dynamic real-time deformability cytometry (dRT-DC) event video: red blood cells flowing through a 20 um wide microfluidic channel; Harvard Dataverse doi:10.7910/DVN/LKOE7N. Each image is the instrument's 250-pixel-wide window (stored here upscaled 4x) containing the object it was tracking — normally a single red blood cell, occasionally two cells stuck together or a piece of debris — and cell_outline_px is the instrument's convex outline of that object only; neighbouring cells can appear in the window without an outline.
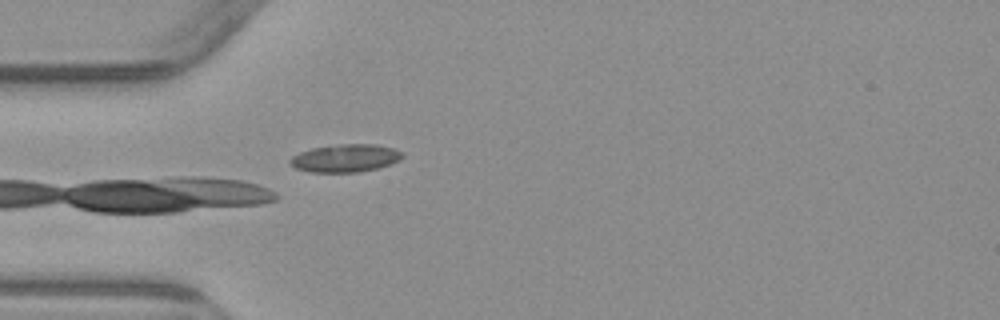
{"species": "common noctule bat (a hibernating species)", "species_latin": "Nyctalus noctula", "temperature_condition": "warm", "stored_images_in_passage": 3, "camera_frame_rate_fps": 3000, "um_per_image_px": 0.085, "animal": {"sex": "male", "body_mass_g": 23.1, "forearm_length_mm": 52.7}, "frame": {"image": 1, "passage_image": 3, "time_ms": 3.0, "image_size_px": [1000, 320], "cell_outline_px": [[404, 156], [400, 160], [376, 168], [360, 172], [312, 172], [296, 168], [288, 164], [288, 160], [292, 156], [300, 152], [312, 148], [336, 144], [376, 144], [392, 148], [404, 152]], "centroid_in_image_um": [29.34, 13.43], "position_along_channel_um": 55.7, "area_um2": 18.26}}